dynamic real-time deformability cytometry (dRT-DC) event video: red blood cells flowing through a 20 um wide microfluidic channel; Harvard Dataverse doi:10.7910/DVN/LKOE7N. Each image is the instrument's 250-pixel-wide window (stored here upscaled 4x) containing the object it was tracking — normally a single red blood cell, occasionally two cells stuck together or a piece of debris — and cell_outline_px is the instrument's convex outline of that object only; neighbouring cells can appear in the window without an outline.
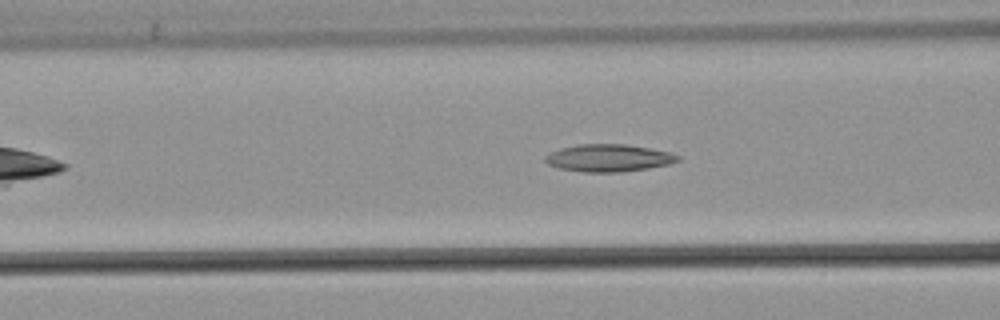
{"species": "common noctule bat (a hibernating species)", "species_latin": "Nyctalus noctula", "temperature_condition": "warm", "stored_images_in_passage": 31, "camera_frame_rate_fps": 3000, "um_per_image_px": 0.085, "animal": {"sex": "male", "body_mass_g": 21.5, "forearm_length_mm": 52.0}, "frame": {"image": 1, "passage_image": 9, "time_ms": 2.667, "image_size_px": [1000, 320], "cell_outline_px": [[680, 160], [668, 164], [648, 168], [620, 172], [580, 172], [560, 168], [548, 164], [544, 160], [544, 156], [560, 148], [580, 144], [624, 144], [648, 148], [668, 152], [680, 156]], "centroid_in_image_um": [51.7, 13.43], "position_along_channel_um": 114.9, "area_um2": 20.98}}
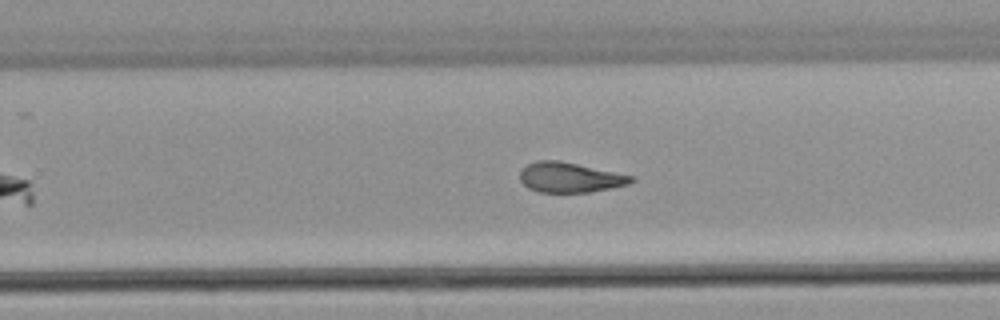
{"frame": {"image": 2, "passage_image": 22, "time_ms": 7.0, "image_size_px": [1000, 320], "cell_outline_px": [[636, 180], [628, 184], [612, 188], [588, 192], [536, 192], [528, 188], [520, 180], [520, 172], [528, 164], [536, 160], [556, 160], [636, 176]], "centroid_in_image_um": [48.46, 15.09], "position_along_channel_um": 281.3, "area_um2": 19.42}}
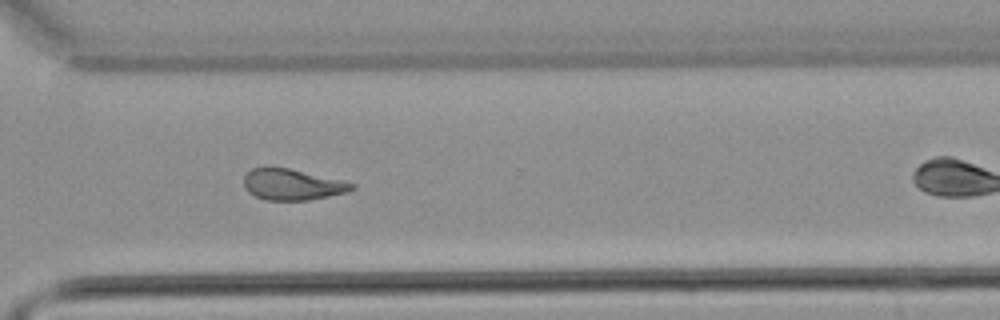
{"frame": {"image": 3, "passage_image": 27, "time_ms": 8.667, "image_size_px": [1000, 320], "cell_outline_px": [[356, 188], [348, 192], [308, 200], [264, 200], [248, 192], [244, 188], [244, 176], [252, 168], [264, 164], [268, 164], [288, 168], [340, 180], [356, 184]], "centroid_in_image_um": [24.78, 15.65], "position_along_channel_um": 345.8, "area_um2": 19.88}}